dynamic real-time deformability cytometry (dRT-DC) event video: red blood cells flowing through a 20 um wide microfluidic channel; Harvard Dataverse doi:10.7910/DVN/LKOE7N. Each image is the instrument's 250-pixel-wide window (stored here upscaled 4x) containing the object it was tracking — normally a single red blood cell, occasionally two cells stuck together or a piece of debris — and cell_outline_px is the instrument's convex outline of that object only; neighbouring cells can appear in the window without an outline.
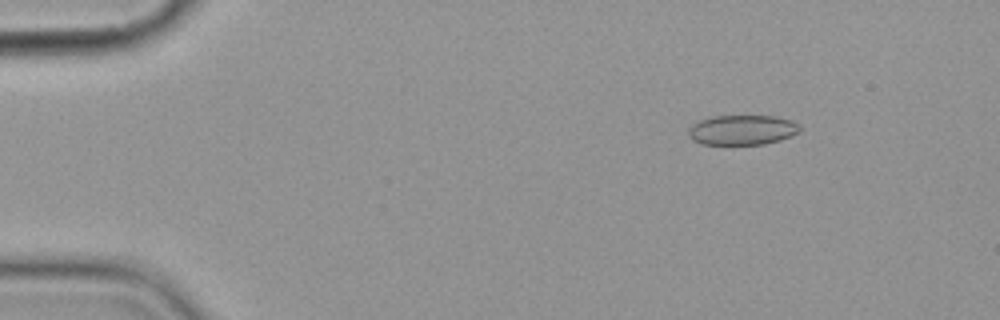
{"species": "common noctule bat (a hibernating species)", "species_latin": "Nyctalus noctula", "temperature_condition": "cold", "stored_images_in_passage": 8, "camera_frame_rate_fps": 3000, "um_per_image_px": 0.085, "animal": {"sex": "female", "body_mass_g": 19.9}, "frame": {"image": 1, "passage_image": 3, "time_ms": 2.333, "image_size_px": [1000, 320], "cell_outline_px": [[800, 132], [792, 136], [780, 140], [764, 144], [700, 144], [692, 140], [688, 136], [688, 128], [692, 124], [700, 120], [712, 116], [772, 116], [792, 120], [800, 124]], "centroid_in_image_um": [63.09, 11.05], "position_along_channel_um": 21.9, "area_um2": 19.59}}
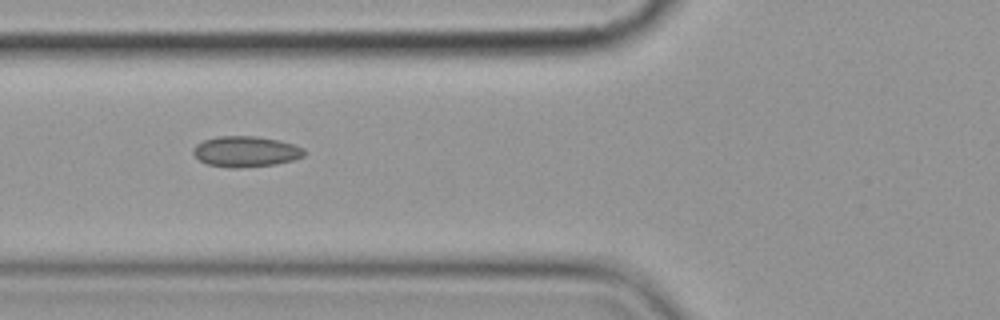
{"frame": {"image": 2, "passage_image": 7, "time_ms": 7.0, "image_size_px": [1000, 320], "cell_outline_px": [[304, 156], [292, 160], [276, 164], [240, 168], [232, 168], [208, 164], [200, 160], [192, 152], [192, 148], [196, 144], [204, 140], [216, 136], [256, 136], [280, 140], [296, 144], [304, 148]], "centroid_in_image_um": [20.9, 12.87], "position_along_channel_um": 104.9, "area_um2": 20.0}}
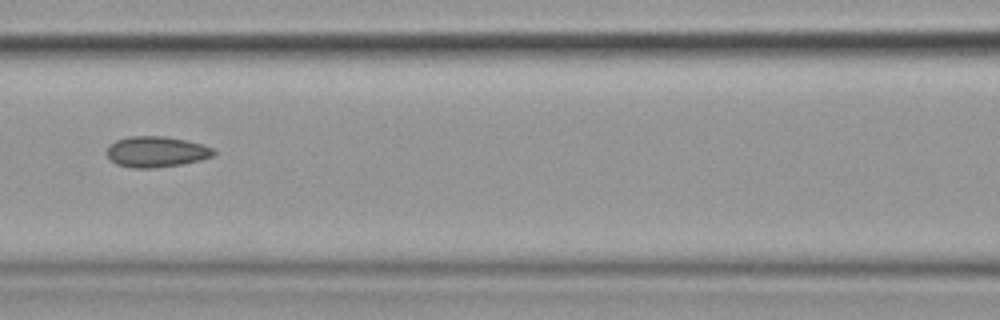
{"frame": {"image": 3, "passage_image": 8, "time_ms": 8.333, "image_size_px": [1000, 320], "cell_outline_px": [[216, 152], [212, 156], [200, 160], [180, 164], [152, 168], [132, 168], [116, 164], [108, 156], [108, 148], [116, 140], [128, 136], [164, 136], [188, 140], [204, 144], [212, 148]], "centroid_in_image_um": [13.31, 12.89], "position_along_channel_um": 153.3, "area_um2": 19.07}}